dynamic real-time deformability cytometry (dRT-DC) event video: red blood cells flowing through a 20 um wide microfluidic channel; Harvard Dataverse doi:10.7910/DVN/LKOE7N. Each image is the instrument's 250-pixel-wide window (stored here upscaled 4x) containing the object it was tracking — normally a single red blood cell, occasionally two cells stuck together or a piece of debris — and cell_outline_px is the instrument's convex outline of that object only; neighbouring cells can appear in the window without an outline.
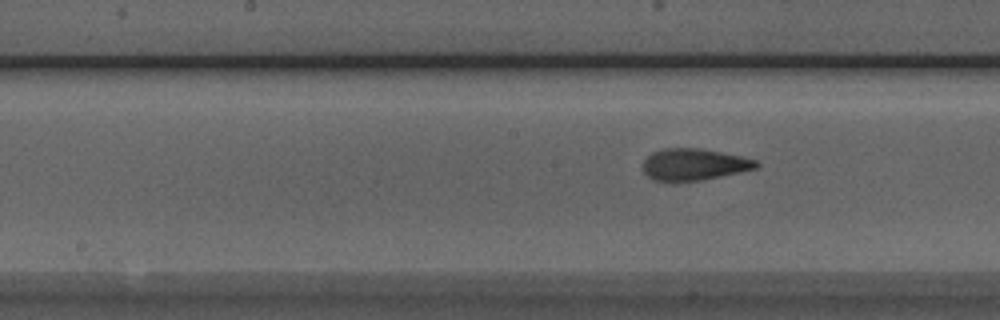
{"species": "Egyptian fruit bat (a non-hibernating species)", "species_latin": "Rousettus aegyptiacus", "temperature_condition": "room temperature", "stored_images_in_passage": 8, "camera_frame_rate_fps": 3000, "um_per_image_px": 0.085, "animal": {"sex": "male"}, "frame": {"image": 1, "passage_image": 8, "time_ms": 10.333, "image_size_px": [1000, 320], "cell_outline_px": [[760, 164], [756, 168], [740, 172], [700, 180], [652, 180], [644, 172], [644, 160], [652, 152], [664, 148], [700, 148], [740, 156], [756, 160]], "centroid_in_image_um": [58.99, 13.96], "position_along_channel_um": 189.2, "area_um2": 20.52}}